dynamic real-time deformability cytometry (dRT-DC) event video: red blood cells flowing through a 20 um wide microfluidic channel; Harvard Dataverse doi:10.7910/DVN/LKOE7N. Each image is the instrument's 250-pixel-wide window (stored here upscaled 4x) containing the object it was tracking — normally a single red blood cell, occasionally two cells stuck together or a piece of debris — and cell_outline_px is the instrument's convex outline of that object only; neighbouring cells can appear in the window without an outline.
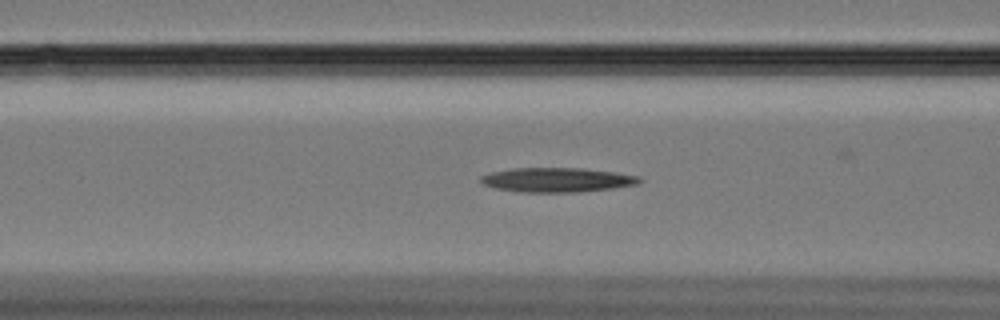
{"species": "Egyptian fruit bat (a non-hibernating species)", "species_latin": "Rousettus aegyptiacus", "temperature_condition": "cold", "stored_images_in_passage": 39, "camera_frame_rate_fps": 3000, "um_per_image_px": 0.085, "animal": {"sex": "female"}, "frame": {"image": 1, "passage_image": 7, "time_ms": 2.0, "image_size_px": [1000, 320], "cell_outline_px": [[644, 180], [636, 184], [612, 188], [576, 192], [524, 192], [496, 188], [484, 184], [480, 180], [480, 176], [492, 172], [512, 168], [580, 168], [616, 172], [640, 176]], "centroid_in_image_um": [47.38, 15.28], "position_along_channel_um": 119.2, "area_um2": 22.43}}
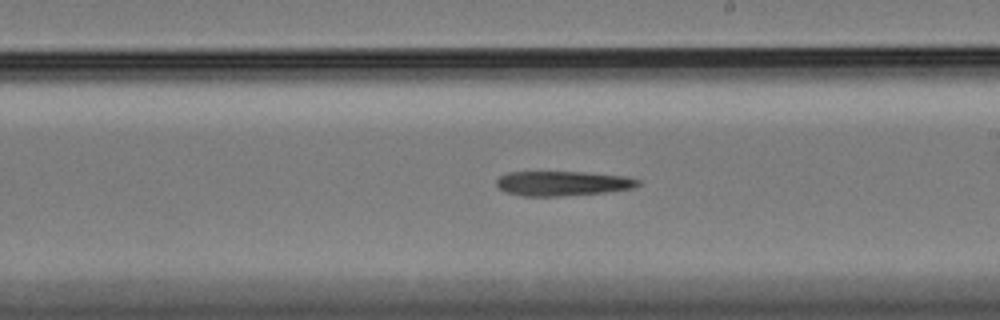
{"frame": {"image": 2, "passage_image": 18, "time_ms": 5.667, "image_size_px": [1000, 320], "cell_outline_px": [[640, 184], [632, 188], [604, 192], [560, 196], [524, 196], [504, 192], [496, 184], [496, 180], [500, 176], [508, 172], [584, 172], [624, 176], [640, 180]], "centroid_in_image_um": [47.79, 15.58], "position_along_channel_um": 241.2, "area_um2": 20.23}}
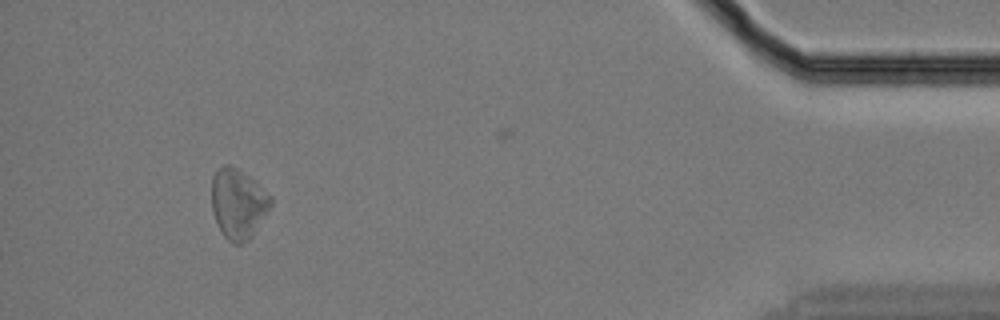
{"frame": {"image": 3, "passage_image": 39, "time_ms": 12.667, "image_size_px": [1000, 320], "cell_outline_px": [[272, 204], [252, 236], [244, 244], [232, 244], [224, 236], [216, 220], [212, 208], [212, 176], [216, 168], [224, 164], [228, 164], [240, 168], [272, 196]], "centroid_in_image_um": [20.24, 17.28], "position_along_channel_um": 415.0, "area_um2": 24.28}, "authors_computed_cell_mechanics": {"area_um2": 21.0392, "velocity_mm_per_s": 3.3259, "shape_relaxation_time_tau1_ms": 6.2034, "shape_relaxation_time_tau2_ms": null, "deformation_change_tau1": 0.1518, "deformation_change_tau2": null}}